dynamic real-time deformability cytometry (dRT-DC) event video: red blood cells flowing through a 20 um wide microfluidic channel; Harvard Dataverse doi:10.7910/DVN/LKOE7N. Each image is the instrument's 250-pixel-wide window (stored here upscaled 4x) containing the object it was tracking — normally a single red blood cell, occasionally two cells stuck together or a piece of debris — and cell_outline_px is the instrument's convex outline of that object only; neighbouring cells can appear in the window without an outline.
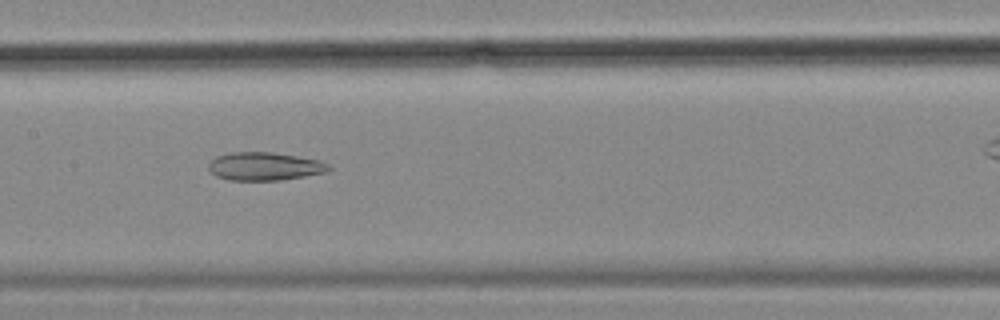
{"species": "common noctule bat (a hibernating species)", "species_latin": "Nyctalus noctula", "temperature_condition": "cold", "stored_images_in_passage": 46, "camera_frame_rate_fps": 3000, "um_per_image_px": 0.085, "animal": {"sex": "female", "body_mass_g": 18.4}, "frame": {"image": 1, "passage_image": 27, "time_ms": 8.667, "image_size_px": [1000, 320], "cell_outline_px": [[332, 168], [324, 172], [304, 176], [280, 180], [228, 180], [216, 176], [208, 168], [208, 164], [216, 156], [232, 152], [272, 152], [320, 160], [328, 164]], "centroid_in_image_um": [22.47, 14.13], "position_along_channel_um": 184.9, "area_um2": 19.59}}
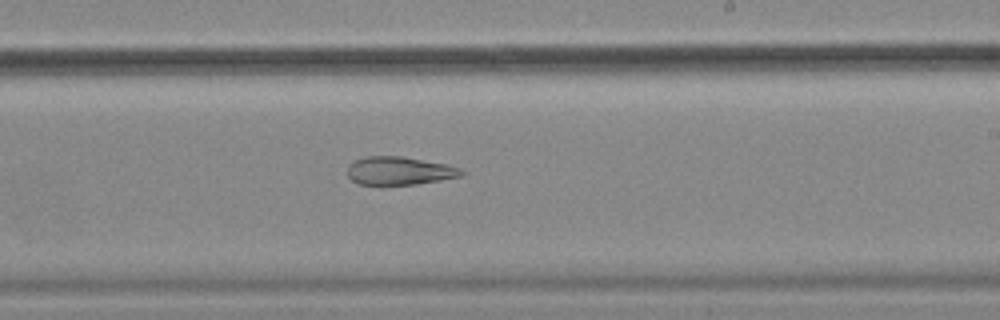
{"frame": {"image": 2, "passage_image": 33, "time_ms": 10.667, "image_size_px": [1000, 320], "cell_outline_px": [[468, 172], [464, 176], [416, 184], [360, 184], [352, 180], [348, 176], [348, 164], [352, 160], [364, 156], [400, 156], [448, 164], [460, 168]], "centroid_in_image_um": [33.98, 14.5], "position_along_channel_um": 255.0, "area_um2": 18.9}}
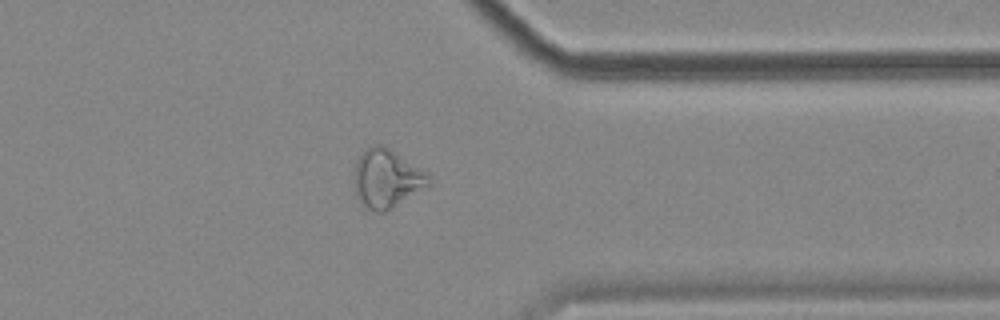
{"frame": {"image": 3, "passage_image": 44, "time_ms": 14.333, "image_size_px": [1000, 320], "cell_outline_px": [[432, 180], [428, 184], [384, 212], [372, 212], [364, 208], [360, 204], [356, 196], [352, 180], [356, 164], [360, 156], [368, 148], [376, 144], [384, 144], [428, 172]], "centroid_in_image_um": [32.82, 15.17], "position_along_channel_um": 378.6, "area_um2": 25.43}}